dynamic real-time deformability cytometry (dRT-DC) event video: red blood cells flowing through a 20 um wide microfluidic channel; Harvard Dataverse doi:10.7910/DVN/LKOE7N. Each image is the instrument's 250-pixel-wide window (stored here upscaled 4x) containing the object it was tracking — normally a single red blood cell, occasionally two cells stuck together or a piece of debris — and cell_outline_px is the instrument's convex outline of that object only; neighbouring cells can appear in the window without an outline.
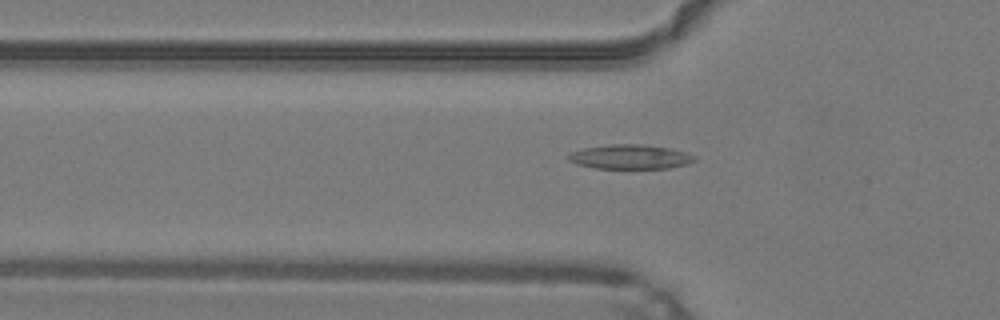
{"species": "common noctule bat (a hibernating species)", "species_latin": "Nyctalus noctula", "temperature_condition": "warm", "stored_images_in_passage": 36, "camera_frame_rate_fps": 3000, "um_per_image_px": 0.085, "animal": {"sex": "male", "body_mass_g": 19.2, "forearm_length_mm": 51.8}, "frame": {"image": 1, "passage_image": 4, "time_ms": 1.0, "image_size_px": [1000, 320], "cell_outline_px": [[696, 160], [688, 164], [672, 168], [596, 168], [576, 164], [568, 160], [568, 152], [584, 148], [612, 144], [644, 144], [672, 148], [696, 156]], "centroid_in_image_um": [53.58, 13.32], "position_along_channel_um": 72.2, "area_um2": 18.09}}
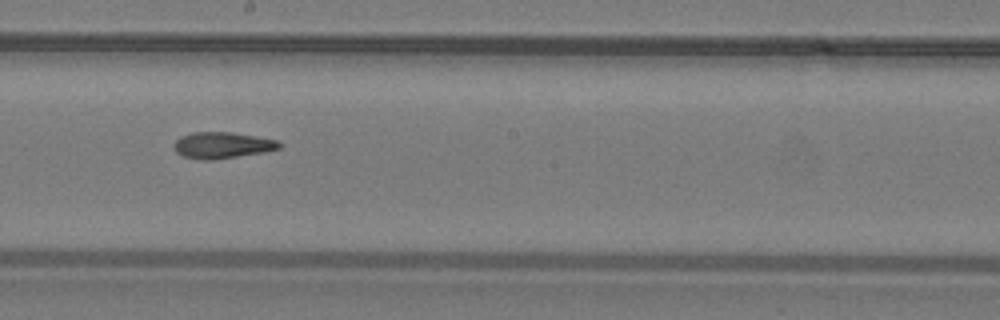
{"frame": {"image": 2, "passage_image": 15, "time_ms": 4.667, "image_size_px": [1000, 320], "cell_outline_px": [[280, 148], [264, 152], [212, 160], [204, 160], [184, 156], [176, 152], [176, 140], [180, 136], [192, 132], [232, 132], [276, 140], [280, 144]], "centroid_in_image_um": [18.88, 12.34], "position_along_channel_um": 229.3, "area_um2": 15.84}}
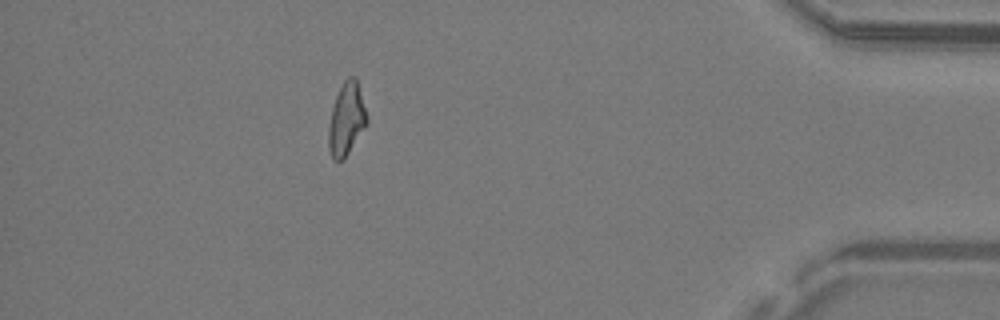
{"frame": {"image": 3, "passage_image": 31, "time_ms": 10.0, "image_size_px": [1000, 320], "cell_outline_px": [[368, 124], [344, 160], [332, 160], [328, 148], [328, 128], [332, 108], [336, 96], [344, 80], [348, 76], [356, 76], [368, 116]], "centroid_in_image_um": [29.46, 10.15], "position_along_channel_um": 405.7, "area_um2": 16.53}, "authors_computed_cell_mechanics": {"area_um2": 16.2996, "velocity_mm_per_s": 4.2547, "shape_relaxation_time_tau1_ms": null, "shape_relaxation_time_tau2_ms": 9.4926, "deformation_change_tau1": null, "deformation_change_tau2": 0.2289}}